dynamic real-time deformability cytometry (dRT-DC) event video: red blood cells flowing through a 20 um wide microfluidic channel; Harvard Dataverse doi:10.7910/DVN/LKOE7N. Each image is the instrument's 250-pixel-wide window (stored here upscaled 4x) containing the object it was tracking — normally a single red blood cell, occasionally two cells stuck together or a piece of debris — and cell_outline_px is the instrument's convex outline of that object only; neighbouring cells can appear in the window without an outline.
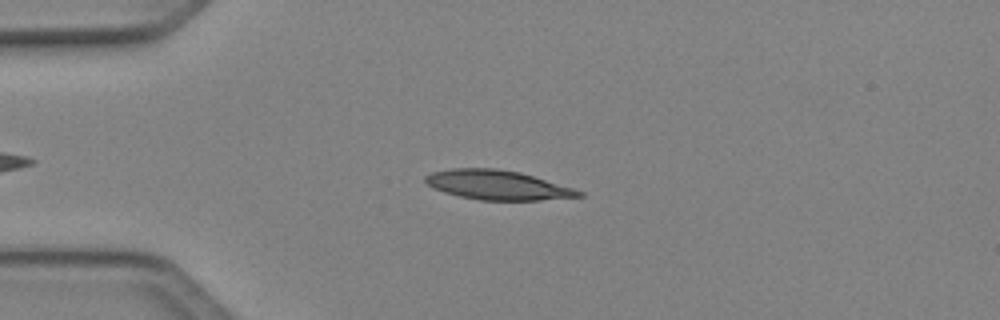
{"species": "Egyptian fruit bat (a non-hibernating species)", "species_latin": "Rousettus aegyptiacus", "temperature_condition": "cold", "stored_images_in_passage": 40, "camera_frame_rate_fps": 3000, "um_per_image_px": 0.085, "animal": {"sex": "female"}, "frame": {"image": 1, "passage_image": 10, "time_ms": 3.0, "image_size_px": [1000, 320], "cell_outline_px": [[584, 196], [540, 200], [480, 200], [460, 196], [444, 192], [432, 188], [424, 180], [424, 176], [432, 172], [452, 168], [496, 168], [520, 172], [572, 188], [584, 192]], "centroid_in_image_um": [42.26, 15.72], "position_along_channel_um": 42.7, "area_um2": 26.18}}
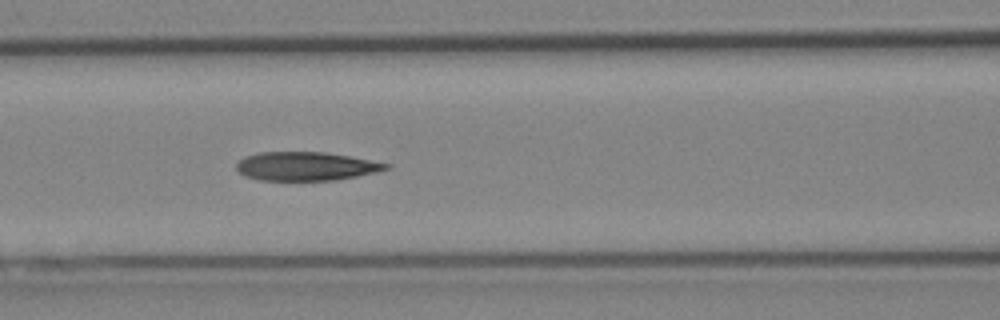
{"frame": {"image": 2, "passage_image": 19, "time_ms": 6.0, "image_size_px": [1000, 320], "cell_outline_px": [[392, 168], [376, 172], [336, 180], [260, 180], [244, 176], [236, 168], [236, 164], [244, 156], [260, 152], [324, 152], [348, 156], [392, 164]], "centroid_in_image_um": [26.01, 14.13], "position_along_channel_um": 140.6, "area_um2": 24.97}}
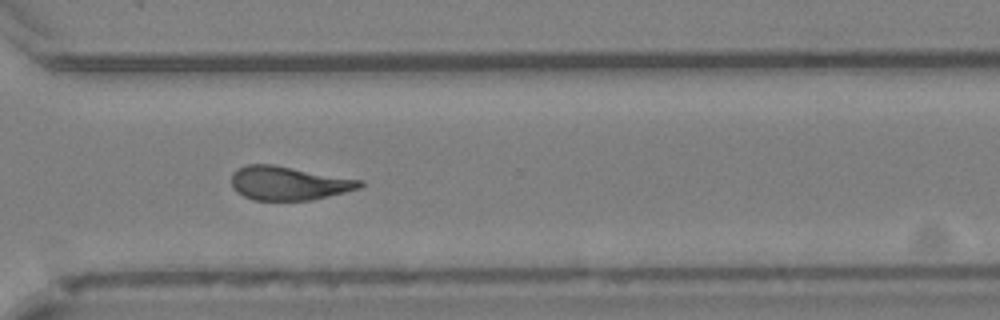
{"frame": {"image": 3, "passage_image": 34, "time_ms": 11.0, "image_size_px": [1000, 320], "cell_outline_px": [[364, 184], [360, 188], [312, 200], [252, 200], [236, 192], [232, 188], [232, 172], [236, 168], [248, 164], [272, 164], [364, 180]], "centroid_in_image_um": [24.52, 15.57], "position_along_channel_um": 346.1, "area_um2": 25.43}, "authors_computed_cell_mechanics": {"area_um2": 25.8655, "velocity_mm_per_s": 4.1166, "shape_relaxation_time_tau1_ms": 8.7548, "shape_relaxation_time_tau2_ms": 4.1167, "deformation_change_tau1": 0.2151, "deformation_change_tau2": 0.1341}}